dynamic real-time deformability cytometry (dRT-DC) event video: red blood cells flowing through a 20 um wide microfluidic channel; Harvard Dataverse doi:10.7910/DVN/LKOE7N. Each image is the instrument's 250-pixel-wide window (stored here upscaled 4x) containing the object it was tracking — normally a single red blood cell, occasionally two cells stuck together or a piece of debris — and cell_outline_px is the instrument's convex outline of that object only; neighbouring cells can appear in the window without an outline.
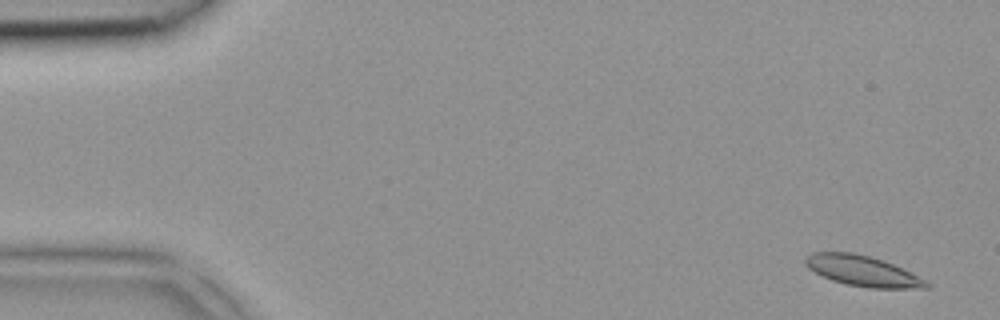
{"species": "common noctule bat (a hibernating species)", "species_latin": "Nyctalus noctula", "temperature_condition": "room temperature", "stored_images_in_passage": 4, "segment_of_instrument_passage": [1, 2], "camera_frame_rate_fps": 3000, "um_per_image_px": 0.085, "animal": {"sex": "female", "body_mass_g": 18.4}, "frame": {"image": 1, "passage_image": 1, "time_ms": 0.0, "image_size_px": [1000, 320], "cell_outline_px": [[932, 284], [928, 288], [868, 288], [848, 284], [832, 280], [808, 268], [804, 264], [804, 260], [812, 252], [852, 252], [868, 256], [892, 264]], "centroid_in_image_um": [73.28, 23.03], "position_along_channel_um": 11.7, "area_um2": 20.98}}